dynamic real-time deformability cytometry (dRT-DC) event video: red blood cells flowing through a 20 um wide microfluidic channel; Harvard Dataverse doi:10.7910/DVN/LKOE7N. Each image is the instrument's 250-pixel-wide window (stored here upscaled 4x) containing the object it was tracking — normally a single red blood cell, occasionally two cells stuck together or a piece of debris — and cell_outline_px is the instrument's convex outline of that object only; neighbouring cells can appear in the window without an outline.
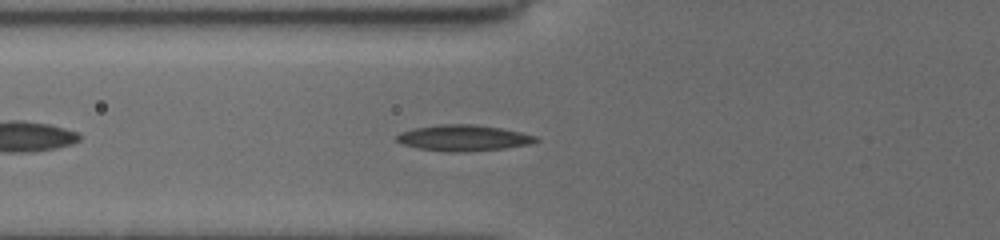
{"species": "common noctule bat (a hibernating species)", "species_latin": "Nyctalus noctula", "temperature_condition": "cold", "stored_images_in_passage": 40, "camera_frame_rate_fps": 3000, "um_per_image_px": 0.085, "animal": {"sex": "female", "body_mass_g": 19.5, "forearm_length_mm": 54.1}, "frame": {"image": 1, "passage_image": 7, "time_ms": 2.0, "image_size_px": [1000, 240], "cell_outline_px": [[540, 140], [528, 144], [504, 148], [464, 152], [448, 152], [420, 148], [404, 144], [396, 140], [396, 136], [400, 132], [416, 128], [440, 124], [472, 124], [500, 128], [520, 132], [536, 136]], "centroid_in_image_um": [39.39, 11.72], "position_along_channel_um": 86.4, "area_um2": 20.81}}
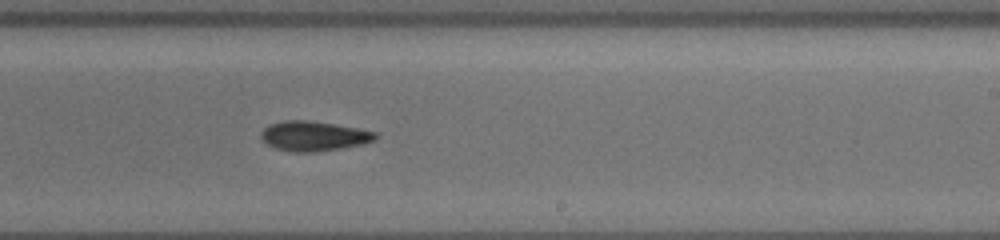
{"frame": {"image": 2, "passage_image": 21, "time_ms": 6.667, "image_size_px": [1000, 240], "cell_outline_px": [[376, 140], [364, 144], [344, 148], [316, 152], [292, 152], [276, 148], [268, 144], [260, 136], [260, 132], [264, 128], [272, 124], [284, 120], [304, 120], [332, 124], [376, 132]], "centroid_in_image_um": [26.67, 11.58], "position_along_channel_um": 262.3, "area_um2": 19.65}}
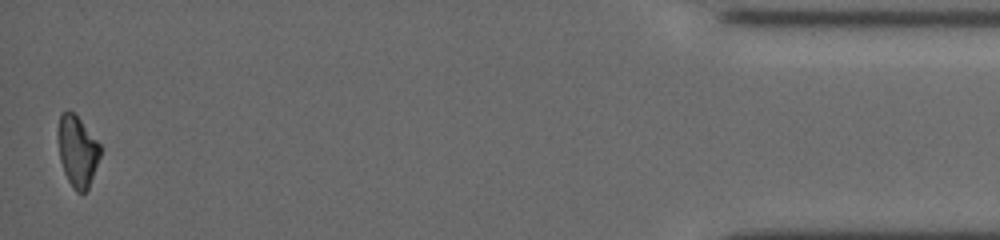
{"frame": {"image": 3, "passage_image": 40, "time_ms": 13.0, "image_size_px": [1000, 240], "cell_outline_px": [[100, 156], [88, 188], [84, 192], [76, 192], [72, 188], [64, 172], [60, 160], [56, 132], [60, 112], [72, 112], [80, 120], [100, 144]], "centroid_in_image_um": [6.54, 12.84], "position_along_channel_um": 428.7, "area_um2": 17.4}, "authors_computed_cell_mechanics": {"area_um2": 19.4786, "velocity_mm_per_s": 3.7719, "shape_relaxation_time_tau1_ms": 5.4422, "shape_relaxation_time_tau2_ms": 7.5056, "deformation_change_tau1": 0.1466, "deformation_change_tau2": 0.1481}}